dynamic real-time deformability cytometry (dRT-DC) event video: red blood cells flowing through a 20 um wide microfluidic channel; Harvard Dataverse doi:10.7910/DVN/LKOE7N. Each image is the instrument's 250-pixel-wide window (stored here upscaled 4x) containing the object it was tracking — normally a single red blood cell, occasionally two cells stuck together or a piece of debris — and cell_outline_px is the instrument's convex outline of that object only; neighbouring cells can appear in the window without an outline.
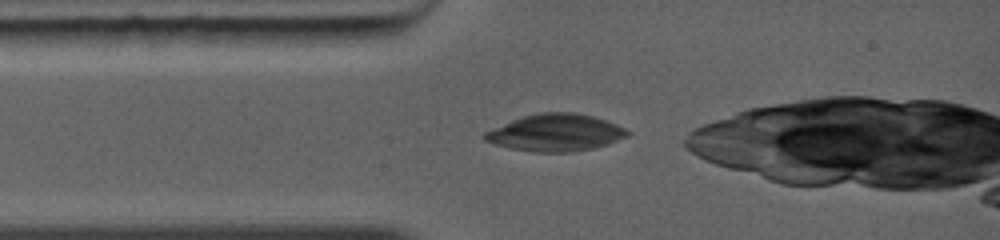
{"species": "common noctule bat (a hibernating species)", "species_latin": "Nyctalus noctula", "temperature_condition": "warm", "stored_images_in_passage": 1, "camera_frame_rate_fps": 5000, "um_per_image_px": 0.085, "animal": {"sex": "female", "body_mass_g": 19.0, "forearm_length_mm": 56.7}, "frame": {"image": 1, "passage_image": 1, "time_ms": 0.0, "image_size_px": [1000, 240], "cell_outline_px": [[632, 132], [628, 136], [592, 148], [572, 152], [532, 152], [512, 148], [496, 144], [484, 140], [480, 136], [484, 132], [492, 128], [512, 120], [524, 116], [540, 112], [572, 112], [592, 116], [616, 124]], "centroid_in_image_um": [47.19, 11.27], "position_along_channel_um": 37.8, "area_um2": 30.58}}